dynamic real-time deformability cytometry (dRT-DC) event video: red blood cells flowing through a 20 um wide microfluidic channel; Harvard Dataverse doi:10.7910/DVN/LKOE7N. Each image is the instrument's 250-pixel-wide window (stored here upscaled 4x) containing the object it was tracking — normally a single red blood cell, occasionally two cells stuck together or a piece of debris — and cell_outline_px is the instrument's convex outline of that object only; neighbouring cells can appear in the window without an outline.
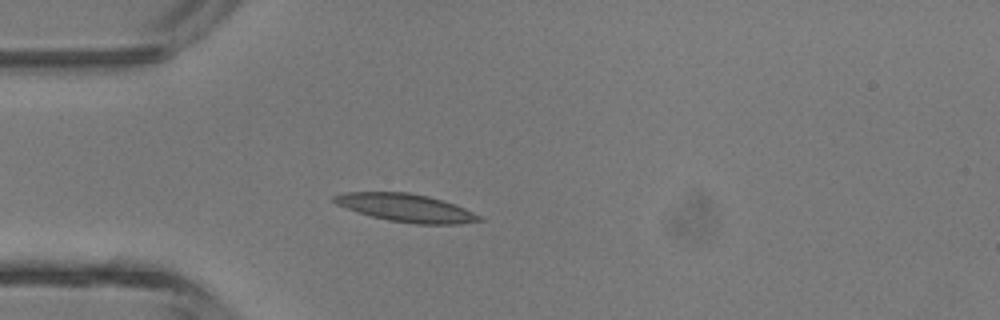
{"species": "common noctule bat (a hibernating species)", "species_latin": "Nyctalus noctula", "temperature_condition": "room temperature", "stored_images_in_passage": 3, "camera_frame_rate_fps": 3000, "um_per_image_px": 0.085, "animal": {"sex": "male", "body_mass_g": 13.3}, "frame": {"image": 1, "passage_image": 3, "time_ms": 2.0, "image_size_px": [1000, 320], "cell_outline_px": [[484, 220], [460, 224], [416, 224], [388, 220], [372, 216], [336, 204], [332, 200], [332, 196], [344, 192], [408, 192], [428, 196], [464, 208], [480, 216]], "centroid_in_image_um": [34.5, 17.66], "position_along_channel_um": 50.5, "area_um2": 23.29}}